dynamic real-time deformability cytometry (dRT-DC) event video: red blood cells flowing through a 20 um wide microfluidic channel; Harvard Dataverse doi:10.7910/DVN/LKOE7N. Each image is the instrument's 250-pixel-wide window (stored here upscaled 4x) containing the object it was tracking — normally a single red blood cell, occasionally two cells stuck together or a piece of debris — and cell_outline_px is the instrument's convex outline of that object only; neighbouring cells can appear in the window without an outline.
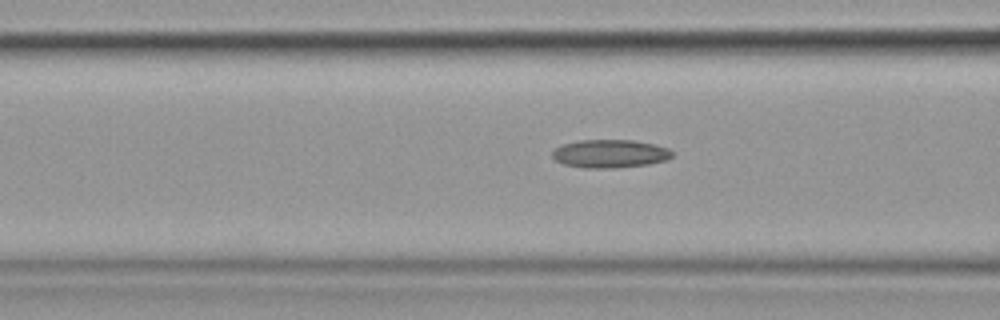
{"species": "common noctule bat (a hibernating species)", "species_latin": "Nyctalus noctula", "temperature_condition": "cold", "stored_images_in_passage": 16, "camera_frame_rate_fps": 3000, "um_per_image_px": 0.085, "animal": {"sex": "female", "body_mass_g": 19.9}, "frame": {"image": 1, "passage_image": 14, "time_ms": 4.333, "image_size_px": [1000, 320], "cell_outline_px": [[672, 156], [668, 160], [648, 164], [612, 168], [584, 168], [564, 164], [556, 160], [552, 156], [552, 152], [560, 144], [580, 140], [632, 140], [656, 144], [668, 148], [672, 152]], "centroid_in_image_um": [51.85, 13.06], "position_along_channel_um": 114.8, "area_um2": 19.77}}